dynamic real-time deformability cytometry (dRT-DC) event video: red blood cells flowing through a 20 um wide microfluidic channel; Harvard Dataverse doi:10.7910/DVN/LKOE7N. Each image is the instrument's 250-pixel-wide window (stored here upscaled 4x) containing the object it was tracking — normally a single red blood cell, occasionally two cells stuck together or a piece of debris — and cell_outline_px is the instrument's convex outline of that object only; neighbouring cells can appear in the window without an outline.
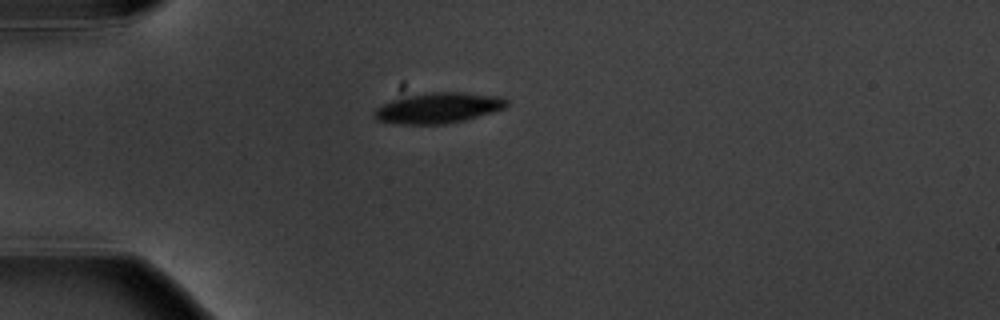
{"species": "common noctule bat (a hibernating species)", "species_latin": "Nyctalus noctula", "temperature_condition": "warm", "stored_images_in_passage": 1, "camera_frame_rate_fps": 3000, "um_per_image_px": 0.085, "animal": {"sex": "male", "body_mass_g": 20.1, "forearm_length_mm": 53.5}, "frame": {"image": 1, "passage_image": 1, "time_ms": 0.0, "image_size_px": [1000, 320], "cell_outline_px": [[508, 104], [504, 108], [492, 112], [464, 120], [444, 124], [404, 124], [376, 120], [372, 116], [372, 112], [376, 108], [392, 100], [408, 96], [432, 92], [464, 92], [504, 96], [508, 100]], "centroid_in_image_um": [37.28, 9.17], "position_along_channel_um": 47.7, "area_um2": 23.52}}